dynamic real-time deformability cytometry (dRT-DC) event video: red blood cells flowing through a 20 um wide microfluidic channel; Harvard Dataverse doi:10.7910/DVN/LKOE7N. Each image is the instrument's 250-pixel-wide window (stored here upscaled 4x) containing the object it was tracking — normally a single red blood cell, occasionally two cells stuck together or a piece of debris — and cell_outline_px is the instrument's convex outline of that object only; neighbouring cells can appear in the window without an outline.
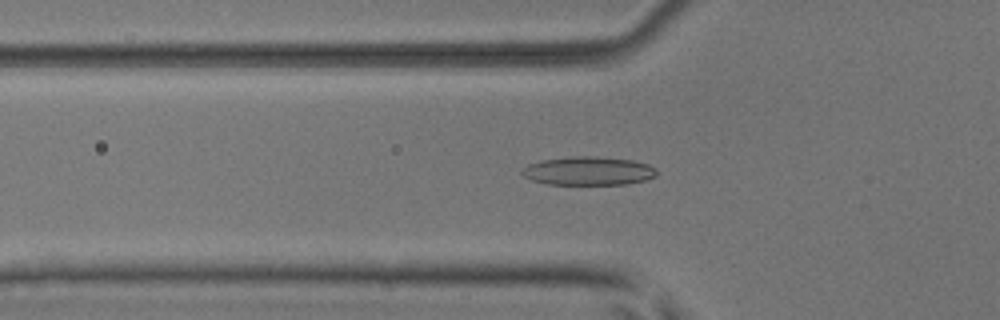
{"species": "common noctule bat (a hibernating species)", "species_latin": "Nyctalus noctula", "temperature_condition": "room temperature", "stored_images_in_passage": 38, "camera_frame_rate_fps": 3000, "um_per_image_px": 0.085, "animal": {"sex": "male", "body_mass_g": 17.9, "forearm_length_mm": 54.2}, "frame": {"image": 1, "passage_image": 4, "time_ms": 1.0, "image_size_px": [1000, 320], "cell_outline_px": [[656, 176], [644, 180], [628, 184], [548, 184], [532, 180], [524, 176], [520, 172], [528, 164], [540, 160], [572, 156], [596, 156], [632, 160], [648, 164], [656, 168]], "centroid_in_image_um": [50.01, 14.52], "position_along_channel_um": 75.8, "area_um2": 22.43}}
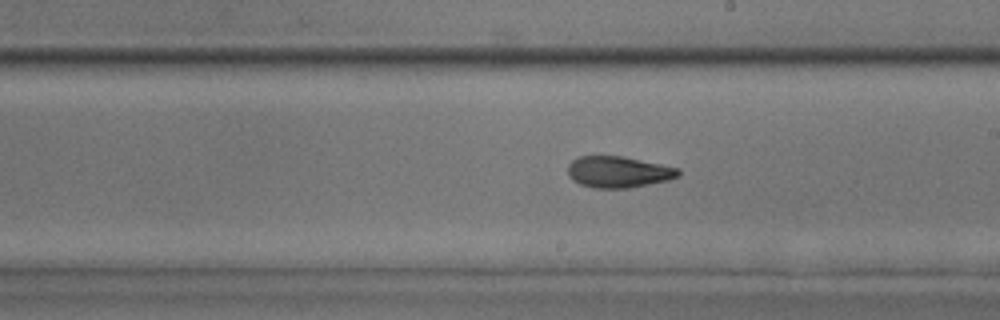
{"frame": {"image": 2, "passage_image": 16, "time_ms": 5.0, "image_size_px": [1000, 320], "cell_outline_px": [[680, 176], [668, 180], [628, 188], [596, 188], [580, 184], [572, 180], [568, 176], [568, 164], [572, 160], [580, 156], [620, 156], [680, 168]], "centroid_in_image_um": [52.55, 14.62], "position_along_channel_um": 236.5, "area_um2": 20.11}}
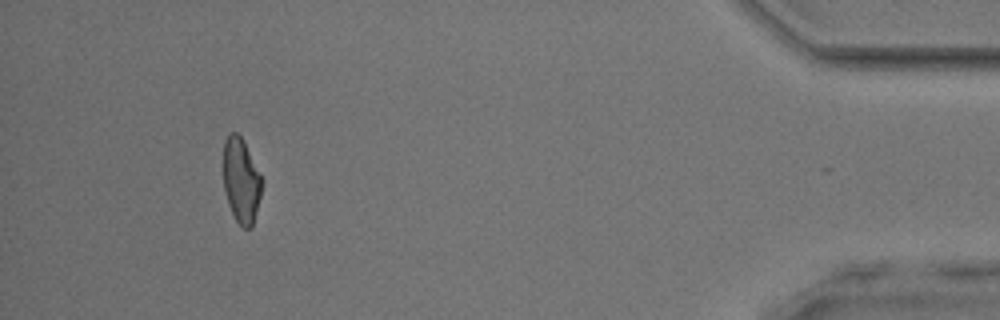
{"frame": {"image": 3, "passage_image": 34, "time_ms": 11.0, "image_size_px": [1000, 320], "cell_outline_px": [[260, 196], [252, 228], [240, 228], [228, 204], [224, 188], [224, 140], [232, 132], [236, 132], [240, 136], [260, 176]], "centroid_in_image_um": [20.47, 15.41], "position_along_channel_um": 414.7, "area_um2": 18.32}, "authors_computed_cell_mechanics": {"area_um2": 20.23, "velocity_mm_per_s": 4.0232, "shape_relaxation_time_tau1_ms": 4.8896, "shape_relaxation_time_tau2_ms": 2.205, "deformation_change_tau1": 0.1535, "deformation_change_tau2": 0.0878}}